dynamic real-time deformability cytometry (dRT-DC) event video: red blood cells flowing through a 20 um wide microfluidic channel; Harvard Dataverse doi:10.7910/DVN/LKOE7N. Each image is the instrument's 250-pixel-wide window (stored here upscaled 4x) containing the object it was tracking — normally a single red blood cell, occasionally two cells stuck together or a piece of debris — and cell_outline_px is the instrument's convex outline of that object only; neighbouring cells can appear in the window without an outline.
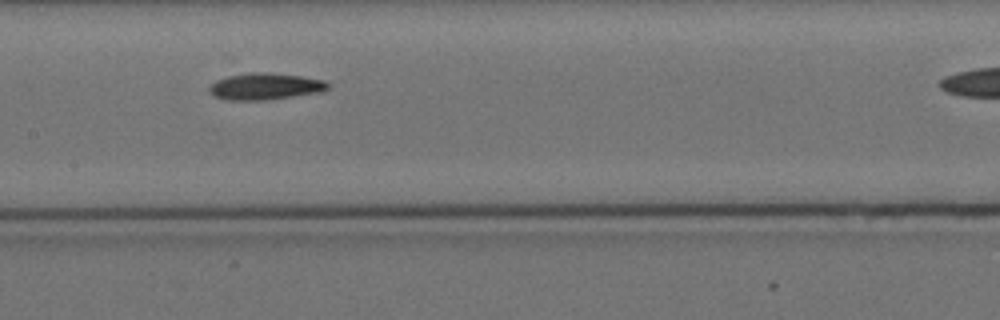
{"species": "Egyptian fruit bat (a non-hibernating species)", "species_latin": "Rousettus aegyptiacus", "temperature_condition": "cold", "stored_images_in_passage": 10, "camera_frame_rate_fps": 3000, "um_per_image_px": 0.085, "animal": {"sex": "female"}, "frame": {"image": 1, "passage_image": 4, "time_ms": 3.333, "image_size_px": [1000, 320], "cell_outline_px": [[332, 88], [320, 92], [264, 100], [228, 100], [212, 96], [208, 88], [216, 80], [228, 76], [248, 72], [268, 72], [304, 76], [324, 80], [332, 84]], "centroid_in_image_um": [22.58, 7.33], "position_along_channel_um": 184.8, "area_um2": 18.67}}
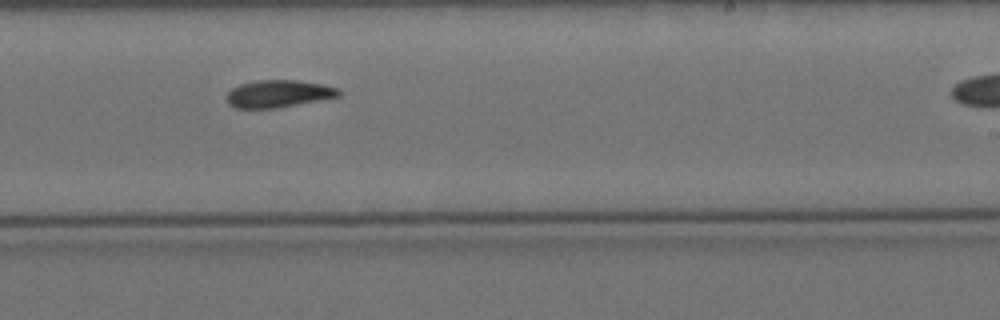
{"frame": {"image": 2, "passage_image": 6, "time_ms": 5.667, "image_size_px": [1000, 320], "cell_outline_px": [[340, 96], [280, 108], [236, 108], [228, 104], [228, 92], [232, 88], [240, 84], [256, 80], [296, 80], [324, 84], [336, 88], [340, 92]], "centroid_in_image_um": [23.67, 7.97], "position_along_channel_um": 265.3, "area_um2": 17.86}}
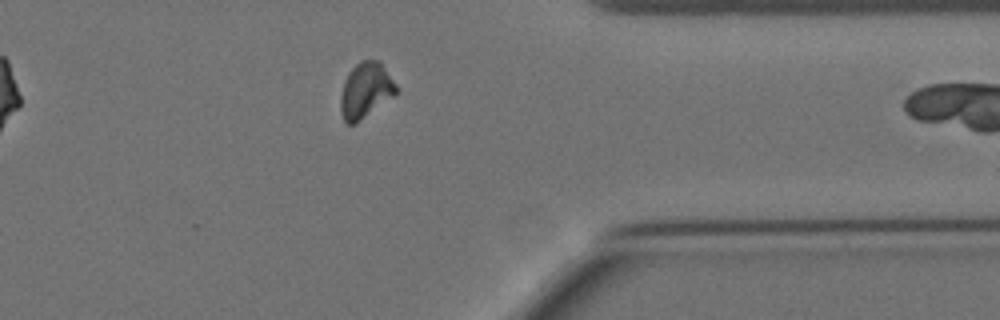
{"frame": {"image": 3, "passage_image": 9, "time_ms": 9.333, "image_size_px": [1000, 320], "cell_outline_px": [[400, 88], [392, 96], [352, 124], [344, 124], [340, 112], [340, 96], [344, 80], [348, 72], [360, 60], [380, 60]], "centroid_in_image_um": [31.06, 7.63], "position_along_channel_um": 380.3, "area_um2": 17.86}, "authors_computed_cell_mechanics": {"area_um2": 18.1203, "velocity_mm_per_s": 3.481, "shape_relaxation_time_tau1_ms": 4.7595, "shape_relaxation_time_tau2_ms": 4.5257, "deformation_change_tau1": 0.0976, "deformation_change_tau2": 0.0627}}